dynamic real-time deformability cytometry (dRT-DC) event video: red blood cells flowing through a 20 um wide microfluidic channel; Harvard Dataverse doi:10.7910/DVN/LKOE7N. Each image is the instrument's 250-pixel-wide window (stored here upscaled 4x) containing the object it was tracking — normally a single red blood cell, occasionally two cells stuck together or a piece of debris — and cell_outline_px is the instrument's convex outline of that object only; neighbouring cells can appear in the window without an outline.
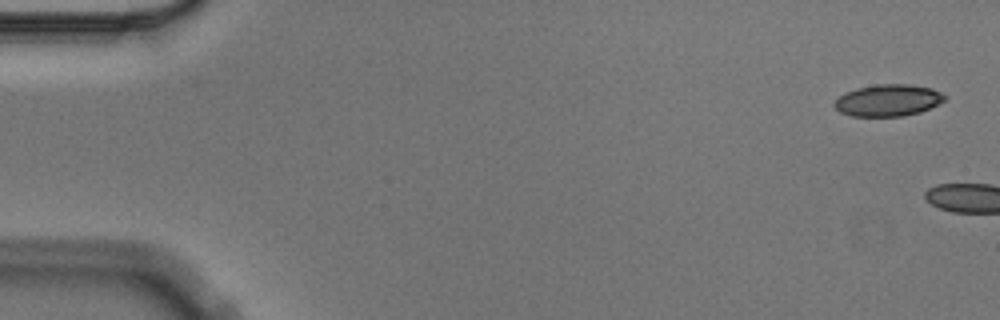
{"species": "Egyptian fruit bat (a non-hibernating species)", "species_latin": "Rousettus aegyptiacus", "temperature_condition": "cold", "stored_images_in_passage": 8, "camera_frame_rate_fps": 3000, "um_per_image_px": 0.085, "animal": {"sex": "male"}, "frame": {"image": 1, "passage_image": 1, "time_ms": 0.0, "image_size_px": [1000, 320], "cell_outline_px": [[948, 96], [944, 100], [920, 112], [904, 116], [848, 116], [840, 112], [832, 104], [844, 92], [856, 88], [880, 84], [908, 84], [932, 88]], "centroid_in_image_um": [75.46, 8.52], "position_along_channel_um": 9.5, "area_um2": 20.4}}
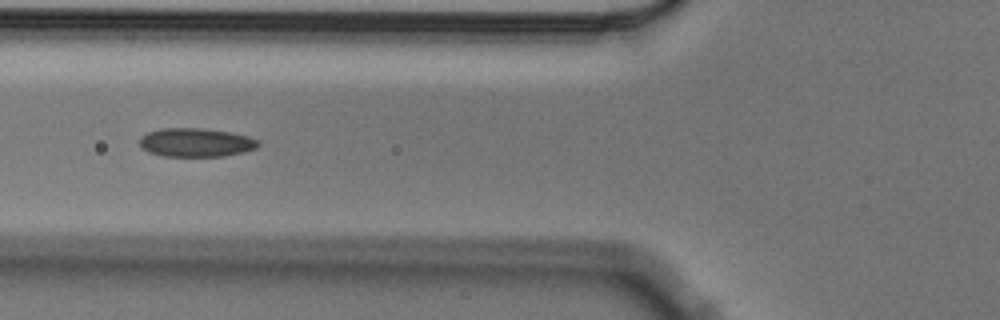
{"frame": {"image": 2, "passage_image": 7, "time_ms": 2.0, "image_size_px": [1000, 320], "cell_outline_px": [[260, 144], [256, 148], [224, 156], [164, 156], [148, 152], [140, 148], [140, 136], [148, 132], [160, 128], [204, 128], [232, 132], [248, 136], [260, 140]], "centroid_in_image_um": [16.64, 12.1], "position_along_channel_um": 109.2, "area_um2": 20.0}}
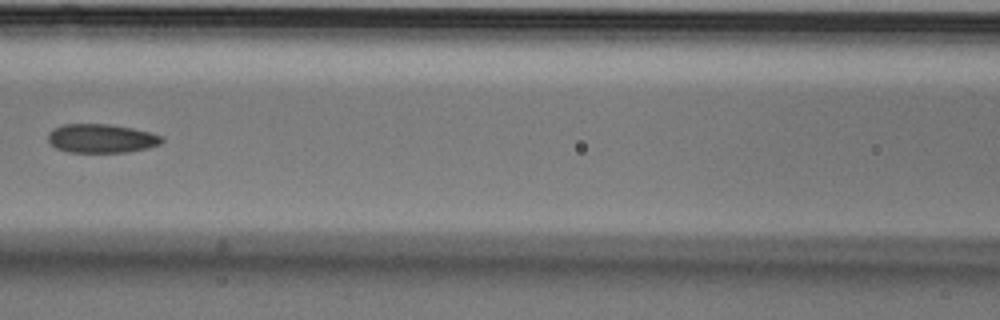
{"frame": {"image": 3, "passage_image": 8, "time_ms": 2.333, "image_size_px": [1000, 320], "cell_outline_px": [[164, 140], [160, 144], [148, 148], [128, 152], [68, 152], [56, 148], [48, 140], [48, 132], [64, 124], [108, 124], [132, 128], [152, 132], [164, 136]], "centroid_in_image_um": [8.66, 11.77], "position_along_channel_um": 157.9, "area_um2": 19.19}}